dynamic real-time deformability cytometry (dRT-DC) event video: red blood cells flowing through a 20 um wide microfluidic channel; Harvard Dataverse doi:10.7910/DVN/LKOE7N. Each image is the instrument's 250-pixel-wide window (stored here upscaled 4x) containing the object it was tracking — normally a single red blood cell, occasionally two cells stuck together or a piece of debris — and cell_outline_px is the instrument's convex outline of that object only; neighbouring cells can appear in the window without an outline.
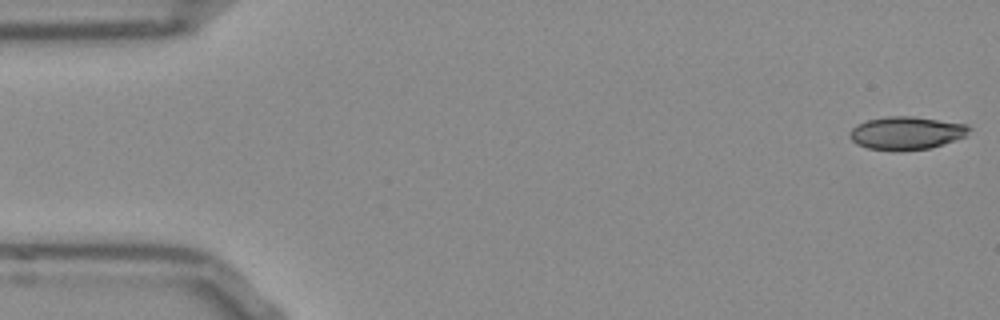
{"species": "Egyptian fruit bat (a non-hibernating species)", "species_latin": "Rousettus aegyptiacus", "temperature_condition": "room temperature", "stored_images_in_passage": 52, "camera_frame_rate_fps": 3000, "um_per_image_px": 0.085, "frame": {"image": 1, "passage_image": 1, "time_ms": 0.0, "image_size_px": [1000, 320], "cell_outline_px": [[972, 128], [964, 136], [944, 144], [928, 148], [900, 152], [868, 148], [856, 144], [848, 136], [848, 132], [856, 124], [868, 120], [888, 116], [912, 116], [968, 124]], "centroid_in_image_um": [77.01, 11.31], "position_along_channel_um": 8.0, "area_um2": 23.18}}
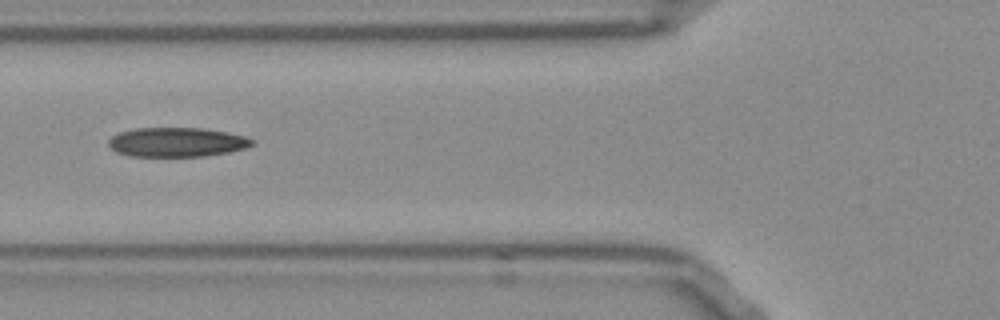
{"frame": {"image": 2, "passage_image": 19, "time_ms": 6.0, "image_size_px": [1000, 320], "cell_outline_px": [[256, 140], [252, 144], [244, 148], [228, 152], [204, 156], [132, 156], [116, 152], [108, 144], [108, 140], [112, 136], [120, 132], [136, 128], [204, 128], [228, 132], [244, 136]], "centroid_in_image_um": [15.03, 12.08], "position_along_channel_um": 110.8, "area_um2": 24.45}}
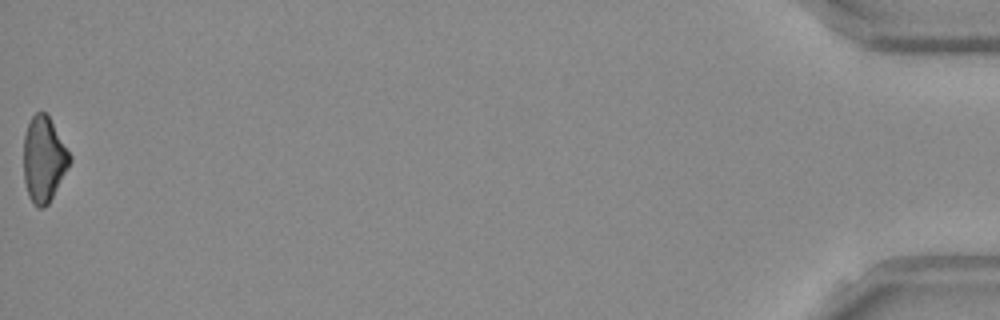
{"frame": {"image": 3, "passage_image": 52, "time_ms": 17.0, "image_size_px": [1000, 320], "cell_outline_px": [[72, 160], [48, 204], [44, 208], [36, 208], [32, 204], [28, 196], [24, 180], [24, 136], [28, 124], [32, 116], [36, 112], [44, 112], [48, 116], [72, 156]], "centroid_in_image_um": [3.71, 13.57], "position_along_channel_um": 431.5, "area_um2": 22.83}, "authors_computed_cell_mechanics": {"area_um2": 24.1893, "velocity_mm_per_s": 3.8709, "shape_relaxation_time_tau1_ms": null, "shape_relaxation_time_tau2_ms": 4.9093, "deformation_change_tau1": null, "deformation_change_tau2": 0.1382}}